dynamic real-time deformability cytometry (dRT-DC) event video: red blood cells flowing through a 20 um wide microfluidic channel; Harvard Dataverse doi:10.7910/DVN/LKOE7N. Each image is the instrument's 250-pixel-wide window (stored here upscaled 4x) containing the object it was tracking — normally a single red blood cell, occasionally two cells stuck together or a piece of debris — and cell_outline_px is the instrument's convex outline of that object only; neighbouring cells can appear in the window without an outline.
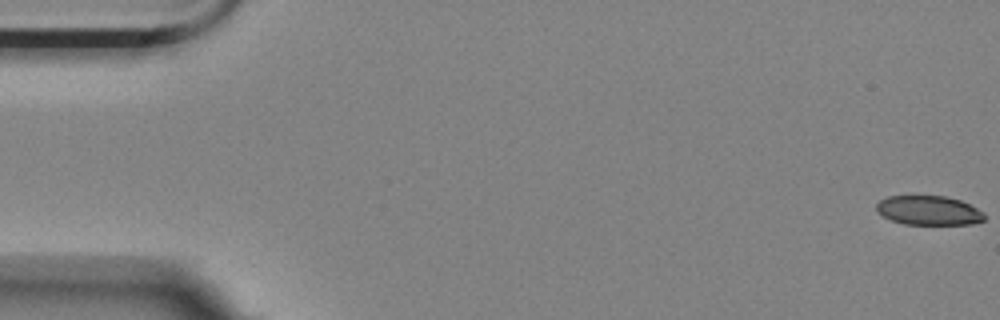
{"species": "Egyptian fruit bat (a non-hibernating species)", "species_latin": "Rousettus aegyptiacus", "temperature_condition": "room temperature", "stored_images_in_passage": 57, "camera_frame_rate_fps": 3000, "um_per_image_px": 0.085, "animal": {"sex": "female"}, "frame": {"image": 1, "passage_image": 1, "time_ms": 0.0, "image_size_px": [1000, 320], "cell_outline_px": [[984, 220], [972, 224], [904, 224], [892, 220], [876, 212], [876, 204], [880, 200], [888, 196], [944, 196], [960, 200], [984, 212]], "centroid_in_image_um": [78.92, 17.88], "position_along_channel_um": 6.1, "area_um2": 18.32}}
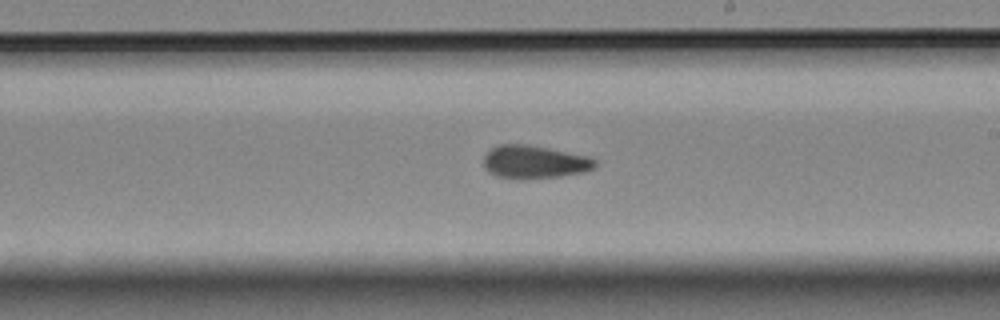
{"frame": {"image": 2, "passage_image": 33, "time_ms": 10.667, "image_size_px": [1000, 320], "cell_outline_px": [[596, 168], [584, 172], [560, 176], [524, 180], [520, 180], [496, 176], [488, 172], [484, 168], [484, 156], [492, 148], [500, 144], [528, 144], [592, 156], [596, 160]], "centroid_in_image_um": [45.46, 13.78], "position_along_channel_um": 243.5, "area_um2": 21.96}}
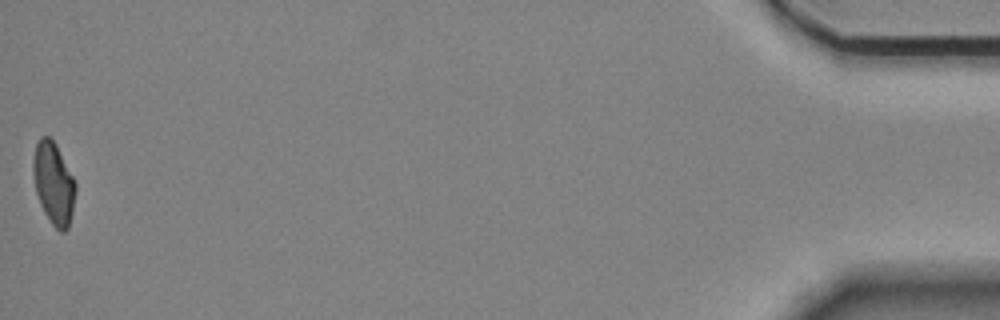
{"frame": {"image": 3, "passage_image": 57, "time_ms": 18.667, "image_size_px": [1000, 320], "cell_outline_px": [[76, 192], [72, 212], [68, 228], [64, 232], [60, 232], [52, 224], [44, 212], [40, 204], [36, 192], [32, 168], [32, 160], [36, 144], [40, 136], [48, 136], [56, 144], [76, 184]], "centroid_in_image_um": [4.54, 15.58], "position_along_channel_um": 430.7, "area_um2": 20.17}, "authors_computed_cell_mechanics": {"area_um2": 21.097, "velocity_mm_per_s": 3.5367, "shape_relaxation_time_tau1_ms": 10.513, "shape_relaxation_time_tau2_ms": 2.8594, "deformation_change_tau1": 0.1873, "deformation_change_tau2": 0.091}}